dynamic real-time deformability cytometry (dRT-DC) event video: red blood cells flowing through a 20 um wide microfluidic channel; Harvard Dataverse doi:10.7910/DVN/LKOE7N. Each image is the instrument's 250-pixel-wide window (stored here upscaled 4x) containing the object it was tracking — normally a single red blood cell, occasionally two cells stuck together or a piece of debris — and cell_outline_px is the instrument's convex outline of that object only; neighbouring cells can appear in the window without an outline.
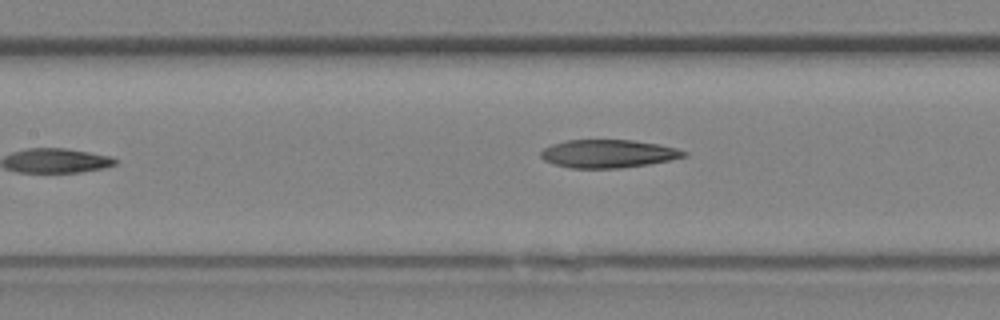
{"species": "Egyptian fruit bat (a non-hibernating species)", "species_latin": "Rousettus aegyptiacus", "temperature_condition": "room temperature", "stored_images_in_passage": 16, "camera_frame_rate_fps": 3000, "um_per_image_px": 0.085, "animal": {"sex": "female"}, "frame": {"image": 1, "passage_image": 16, "time_ms": 5.0, "image_size_px": [1000, 320], "cell_outline_px": [[688, 156], [648, 164], [620, 168], [572, 168], [556, 164], [544, 160], [540, 156], [540, 152], [544, 148], [552, 144], [564, 140], [632, 140], [656, 144], [676, 148], [688, 152]], "centroid_in_image_um": [51.68, 13.06], "position_along_channel_um": 155.7, "area_um2": 23.29}}